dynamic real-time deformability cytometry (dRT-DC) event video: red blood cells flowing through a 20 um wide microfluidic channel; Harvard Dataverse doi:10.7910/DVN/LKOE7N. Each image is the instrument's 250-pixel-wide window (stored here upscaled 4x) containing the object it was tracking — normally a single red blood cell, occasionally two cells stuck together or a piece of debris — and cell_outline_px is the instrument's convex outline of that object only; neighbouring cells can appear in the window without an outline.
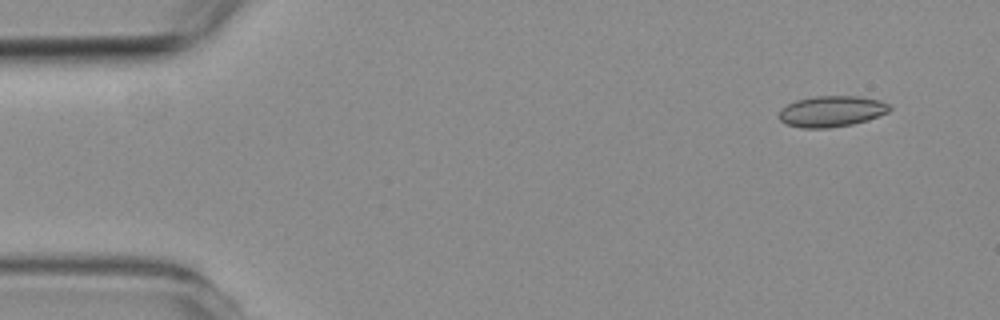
{"species": "common noctule bat (a hibernating species)", "species_latin": "Nyctalus noctula", "temperature_condition": "room temperature", "stored_images_in_passage": 3, "camera_frame_rate_fps": 3000, "um_per_image_px": 0.085, "animal": {"sex": "female", "body_mass_g": 19.3, "forearm_length_mm": 54.1}, "frame": {"image": 1, "passage_image": 1, "time_ms": 0.0, "image_size_px": [1000, 320], "cell_outline_px": [[892, 108], [888, 112], [868, 120], [852, 124], [828, 128], [804, 128], [788, 124], [780, 120], [780, 108], [796, 100], [816, 96], [856, 96], [880, 100], [888, 104]], "centroid_in_image_um": [70.7, 9.46], "position_along_channel_um": 14.3, "area_um2": 19.83}}
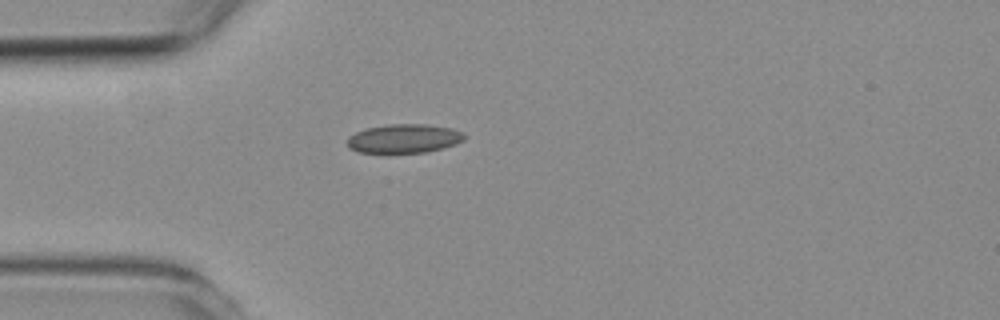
{"frame": {"image": 2, "passage_image": 3, "time_ms": 3.333, "image_size_px": [1000, 320], "cell_outline_px": [[464, 140], [456, 144], [428, 152], [388, 156], [384, 156], [356, 152], [348, 148], [348, 136], [356, 132], [368, 128], [388, 124], [424, 124], [452, 128], [464, 132]], "centroid_in_image_um": [34.29, 11.84], "position_along_channel_um": 50.7, "area_um2": 20.75}}